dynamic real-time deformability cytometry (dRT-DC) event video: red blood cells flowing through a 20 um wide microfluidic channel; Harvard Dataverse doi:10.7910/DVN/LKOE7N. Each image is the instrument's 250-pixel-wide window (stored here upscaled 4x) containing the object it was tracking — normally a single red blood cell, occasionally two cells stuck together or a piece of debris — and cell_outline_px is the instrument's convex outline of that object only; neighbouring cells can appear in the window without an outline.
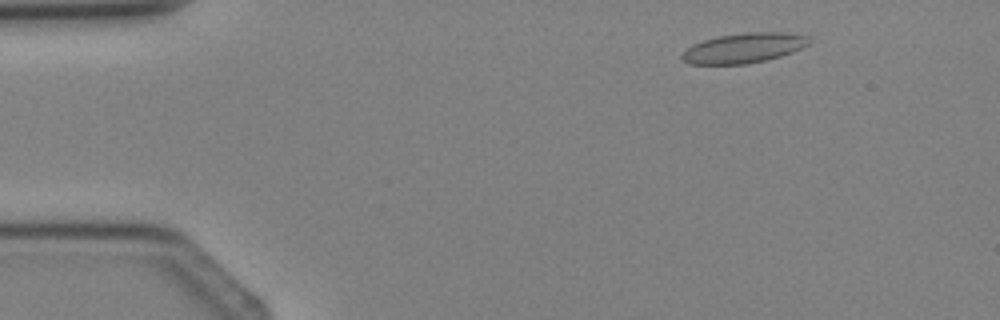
{"species": "Egyptian fruit bat (a non-hibernating species)", "species_latin": "Rousettus aegyptiacus", "temperature_condition": "cold", "stored_images_in_passage": 4, "camera_frame_rate_fps": 3000, "um_per_image_px": 0.085, "animal": {"sex": "female"}, "frame": {"image": 1, "passage_image": 2, "time_ms": 1.0, "image_size_px": [1000, 320], "cell_outline_px": [[812, 44], [792, 52], [780, 56], [764, 60], [744, 64], [688, 64], [680, 56], [692, 44], [704, 40], [720, 36], [744, 32], [784, 32], [808, 36]], "centroid_in_image_um": [63.26, 4.07], "position_along_channel_um": 21.7, "area_um2": 22.08}}
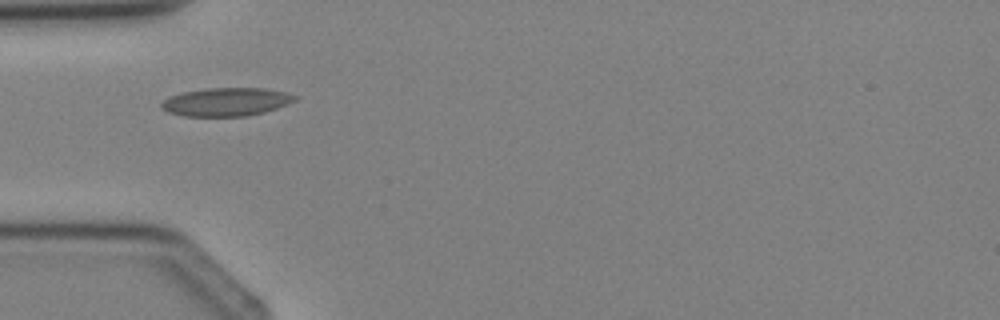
{"frame": {"image": 2, "passage_image": 4, "time_ms": 3.333, "image_size_px": [1000, 320], "cell_outline_px": [[300, 96], [296, 100], [288, 104], [264, 112], [248, 116], [184, 116], [168, 112], [160, 108], [160, 104], [164, 100], [172, 96], [184, 92], [204, 88], [264, 88], [284, 92]], "centroid_in_image_um": [19.25, 8.66], "position_along_channel_um": 65.8, "area_um2": 22.02}}